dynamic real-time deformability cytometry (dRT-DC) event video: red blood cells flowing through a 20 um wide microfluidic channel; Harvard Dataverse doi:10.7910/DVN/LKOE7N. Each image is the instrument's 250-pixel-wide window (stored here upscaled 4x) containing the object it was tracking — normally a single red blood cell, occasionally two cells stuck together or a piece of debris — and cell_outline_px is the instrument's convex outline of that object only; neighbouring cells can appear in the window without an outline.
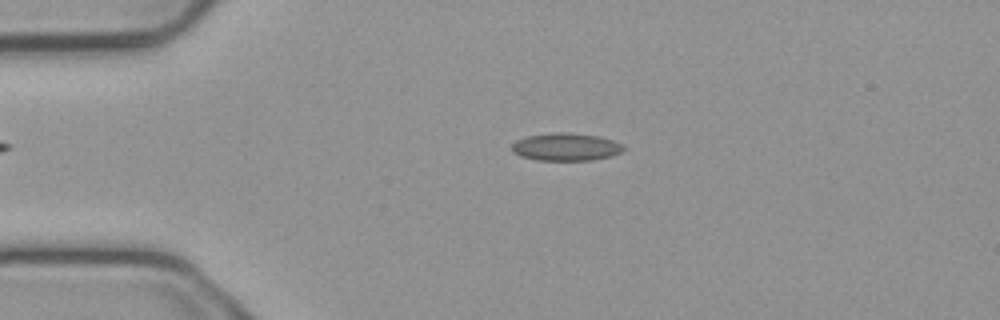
{"species": "common noctule bat (a hibernating species)", "species_latin": "Nyctalus noctula", "temperature_condition": "cold", "stored_images_in_passage": 3, "camera_frame_rate_fps": 3000, "um_per_image_px": 0.085, "animal": {"sex": "male", "body_mass_g": 23.1, "forearm_length_mm": 52.7}, "frame": {"image": 1, "passage_image": 2, "time_ms": 0.333, "image_size_px": [1000, 320], "cell_outline_px": [[628, 148], [612, 156], [592, 160], [536, 160], [520, 156], [512, 152], [512, 144], [516, 140], [528, 136], [560, 132], [564, 132], [600, 136], [612, 140]], "centroid_in_image_um": [48.11, 12.49], "position_along_channel_um": 36.9, "area_um2": 17.98}}